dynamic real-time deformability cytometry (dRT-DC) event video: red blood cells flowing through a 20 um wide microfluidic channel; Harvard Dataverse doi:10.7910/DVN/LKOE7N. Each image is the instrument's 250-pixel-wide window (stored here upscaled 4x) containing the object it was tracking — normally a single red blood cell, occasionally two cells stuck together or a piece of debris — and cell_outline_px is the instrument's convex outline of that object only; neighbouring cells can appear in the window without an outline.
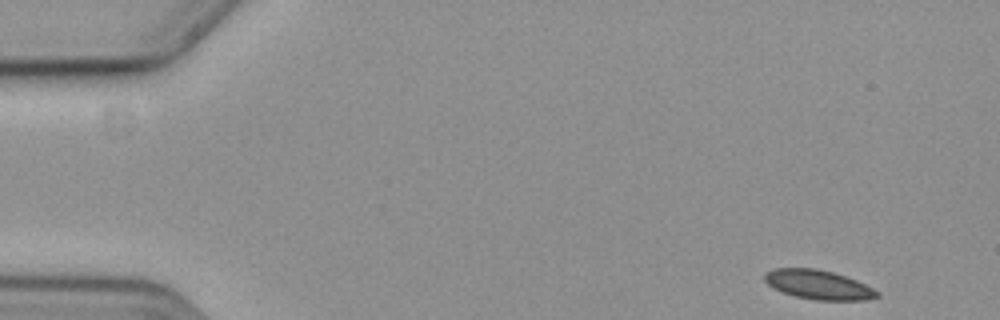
{"species": "common noctule bat (a hibernating species)", "species_latin": "Nyctalus noctula", "temperature_condition": "cold", "stored_images_in_passage": 55, "camera_frame_rate_fps": 3000, "um_per_image_px": 0.085, "animal": {"sex": "female", "body_mass_g": 19.3, "forearm_length_mm": 54.1}, "frame": {"image": 1, "passage_image": 1, "time_ms": 0.0, "image_size_px": [1000, 320], "cell_outline_px": [[880, 296], [868, 300], [816, 300], [796, 296], [784, 292], [768, 284], [764, 280], [764, 272], [772, 268], [816, 268], [832, 272], [856, 280], [880, 292]], "centroid_in_image_um": [69.57, 24.19], "position_along_channel_um": 15.4, "area_um2": 19.07}}
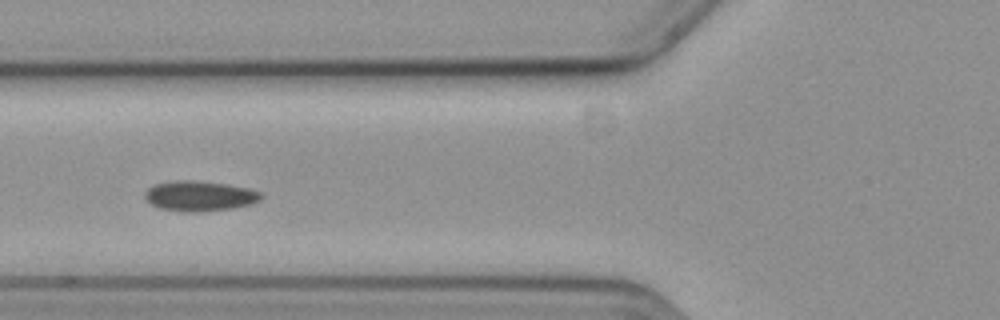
{"frame": {"image": 2, "passage_image": 19, "time_ms": 6.0, "image_size_px": [1000, 320], "cell_outline_px": [[264, 196], [260, 200], [252, 204], [232, 208], [196, 212], [180, 212], [160, 208], [152, 204], [144, 196], [144, 192], [148, 188], [156, 184], [172, 180], [192, 180], [224, 184], [248, 188], [260, 192]], "centroid_in_image_um": [16.96, 16.66], "position_along_channel_um": 108.8, "area_um2": 20.4}}
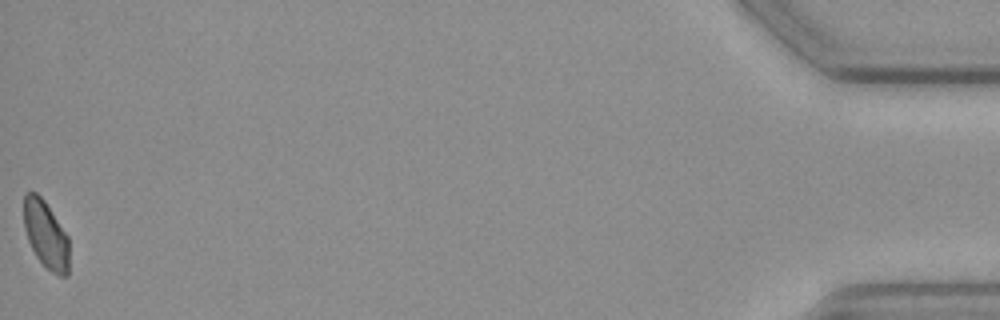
{"frame": {"image": 3, "passage_image": 55, "time_ms": 18.0, "image_size_px": [1000, 320], "cell_outline_px": [[68, 276], [60, 276], [52, 272], [36, 256], [28, 240], [24, 228], [24, 192], [36, 192], [44, 200], [68, 236]], "centroid_in_image_um": [3.89, 19.92], "position_along_channel_um": 431.3, "area_um2": 17.63}}